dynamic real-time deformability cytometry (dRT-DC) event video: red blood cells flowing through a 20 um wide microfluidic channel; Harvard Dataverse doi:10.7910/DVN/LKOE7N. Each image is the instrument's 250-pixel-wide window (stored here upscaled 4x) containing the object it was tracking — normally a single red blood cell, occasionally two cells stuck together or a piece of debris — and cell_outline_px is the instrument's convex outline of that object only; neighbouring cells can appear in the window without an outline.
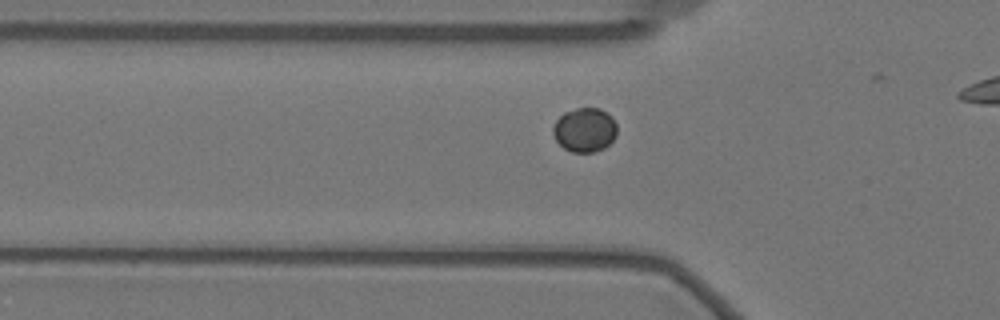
{"species": "Egyptian fruit bat (a non-hibernating species)", "species_latin": "Rousettus aegyptiacus", "temperature_condition": "warm", "stored_images_in_passage": 39, "camera_frame_rate_fps": 3000, "um_per_image_px": 0.085, "animal": {"sex": "female"}, "frame": {"image": 1, "passage_image": 11, "time_ms": 3.333, "image_size_px": [1000, 320], "cell_outline_px": [[616, 136], [604, 148], [592, 152], [572, 152], [564, 148], [556, 140], [552, 132], [552, 128], [556, 120], [564, 112], [576, 108], [600, 108], [612, 116], [616, 124]], "centroid_in_image_um": [49.69, 11.03], "position_along_channel_um": 76.1, "area_um2": 16.47}}
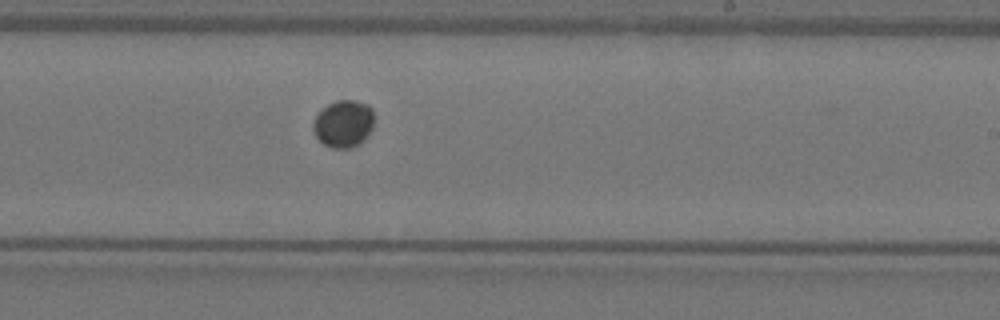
{"frame": {"image": 2, "passage_image": 27, "time_ms": 8.667, "image_size_px": [1000, 320], "cell_outline_px": [[372, 128], [364, 140], [360, 144], [352, 148], [332, 148], [324, 144], [312, 132], [312, 124], [316, 116], [328, 104], [336, 100], [356, 100], [368, 104], [372, 108]], "centroid_in_image_um": [29.19, 10.52], "position_along_channel_um": 259.8, "area_um2": 16.82}}
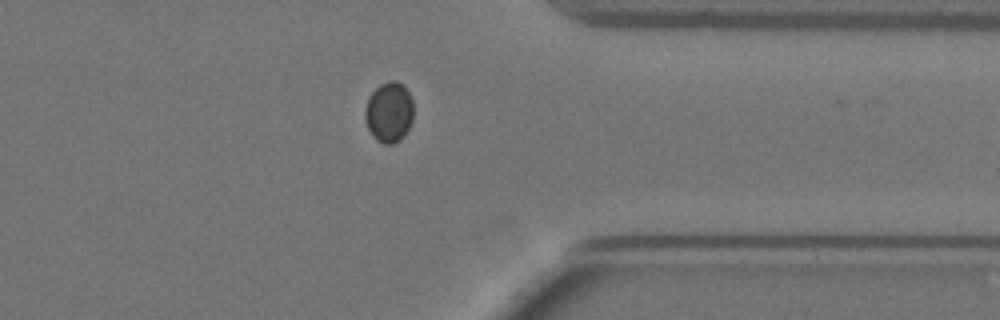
{"frame": {"image": 3, "passage_image": 38, "time_ms": 12.333, "image_size_px": [1000, 320], "cell_outline_px": [[412, 120], [404, 136], [400, 140], [392, 144], [384, 144], [376, 140], [372, 136], [364, 120], [364, 108], [368, 96], [380, 84], [388, 80], [396, 80], [404, 84], [412, 100]], "centroid_in_image_um": [33.04, 9.52], "position_along_channel_um": 378.4, "area_um2": 17.34}}